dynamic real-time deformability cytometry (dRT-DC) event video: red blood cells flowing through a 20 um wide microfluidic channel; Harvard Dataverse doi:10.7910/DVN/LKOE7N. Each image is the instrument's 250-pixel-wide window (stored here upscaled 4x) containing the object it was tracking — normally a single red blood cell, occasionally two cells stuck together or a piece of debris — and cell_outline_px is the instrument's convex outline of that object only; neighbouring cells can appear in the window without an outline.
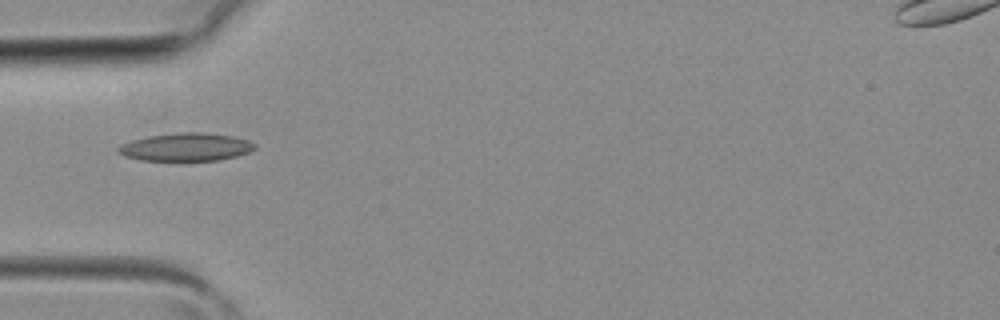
{"species": "common noctule bat (a hibernating species)", "species_latin": "Nyctalus noctula", "temperature_condition": "room temperature", "stored_images_in_passage": 3, "camera_frame_rate_fps": 3000, "um_per_image_px": 0.085, "animal": {"sex": "female", "body_mass_g": 19.3, "forearm_length_mm": 54.1}, "frame": {"image": 1, "passage_image": 3, "time_ms": 0.667, "image_size_px": [1000, 320], "cell_outline_px": [[256, 148], [248, 152], [236, 156], [216, 160], [140, 160], [124, 156], [116, 152], [116, 148], [120, 144], [132, 140], [148, 136], [184, 132], [204, 132], [232, 136], [248, 140], [256, 144]], "centroid_in_image_um": [15.77, 12.49], "position_along_channel_um": 69.2, "area_um2": 22.2}}